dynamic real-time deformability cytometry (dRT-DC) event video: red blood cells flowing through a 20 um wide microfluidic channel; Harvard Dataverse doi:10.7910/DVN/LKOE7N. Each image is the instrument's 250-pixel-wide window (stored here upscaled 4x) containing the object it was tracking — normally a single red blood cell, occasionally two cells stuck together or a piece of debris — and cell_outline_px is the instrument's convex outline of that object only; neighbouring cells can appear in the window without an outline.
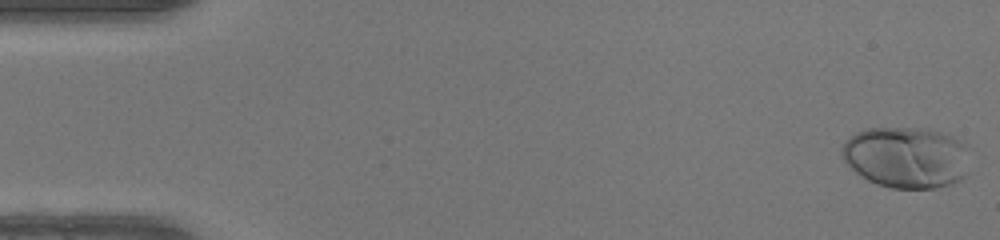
{"species": "human", "species_latin": "Homo sapiens", "temperature_condition": "warm", "stored_images_in_passage": 49, "camera_frame_rate_fps": 3000, "um_per_image_px": 0.085, "donor": {"sex": "female"}, "frame": {"image": 1, "passage_image": 1, "time_ms": 0.0, "image_size_px": [1000, 240], "cell_outline_px": [[972, 148], [964, 176], [960, 180], [952, 184], [936, 188], [892, 188], [876, 184], [868, 180], [856, 172], [840, 156], [840, 148], [844, 140], [856, 132], [868, 128], [908, 128], [940, 132], [952, 136], [968, 144]], "centroid_in_image_um": [77.06, 13.37], "position_along_channel_um": 7.9, "area_um2": 46.24}}
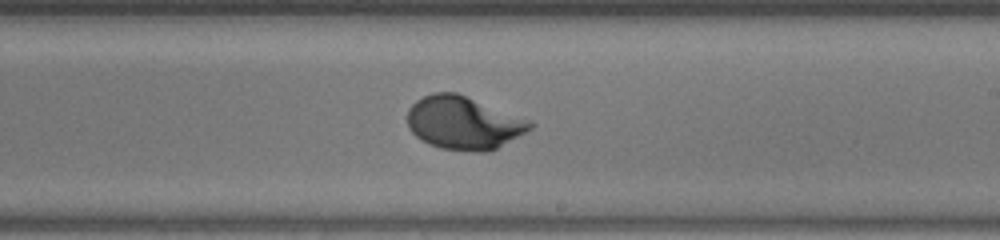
{"frame": {"image": 2, "passage_image": 29, "time_ms": 9.333, "image_size_px": [1000, 240], "cell_outline_px": [[536, 124], [532, 128], [496, 148], [488, 152], [468, 152], [440, 148], [428, 144], [416, 136], [408, 128], [408, 108], [416, 100], [432, 92], [456, 92], [532, 120]], "centroid_in_image_um": [39.4, 10.44], "position_along_channel_um": 249.6, "area_um2": 38.15}}
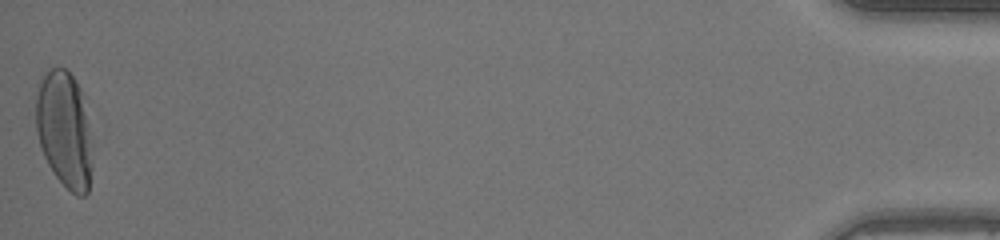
{"frame": {"image": 3, "passage_image": 49, "time_ms": 16.0, "image_size_px": [1000, 240], "cell_outline_px": [[92, 168], [88, 192], [84, 196], [76, 196], [56, 176], [48, 164], [44, 156], [40, 144], [36, 128], [36, 100], [40, 84], [44, 76], [52, 68], [64, 68], [72, 76], [80, 88]], "centroid_in_image_um": [5.43, 11.07], "position_along_channel_um": 429.8, "area_um2": 36.7}, "authors_computed_cell_mechanics": {"area_um2": 36.5296, "velocity_mm_per_s": 4.2201, "shape_relaxation_time_tau1_ms": 3.2073, "shape_relaxation_time_tau2_ms": null, "deformation_change_tau1": 0.191, "deformation_change_tau2": null}}